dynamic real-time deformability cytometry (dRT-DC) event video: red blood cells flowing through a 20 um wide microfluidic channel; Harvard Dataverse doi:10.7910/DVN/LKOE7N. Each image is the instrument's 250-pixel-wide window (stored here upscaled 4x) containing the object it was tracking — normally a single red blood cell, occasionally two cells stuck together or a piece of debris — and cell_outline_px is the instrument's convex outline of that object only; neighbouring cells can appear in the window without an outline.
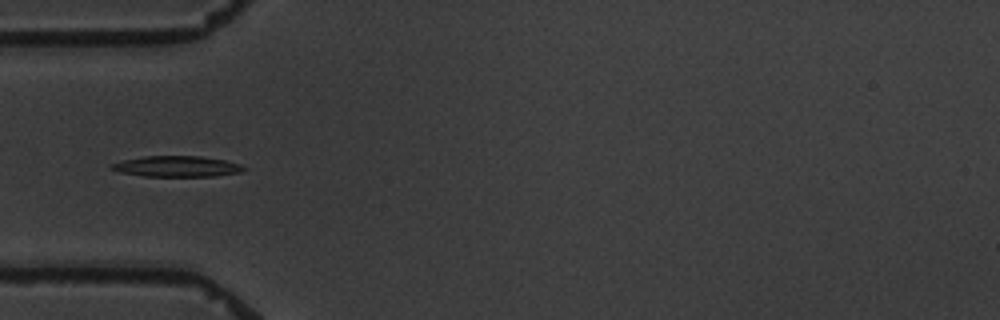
{"species": "common noctule bat (a hibernating species)", "species_latin": "Nyctalus noctula", "temperature_condition": "warm", "stored_images_in_passage": 10, "camera_frame_rate_fps": 3000, "um_per_image_px": 0.085, "animal": {"sex": "male", "body_mass_g": 19.5, "forearm_length_mm": 54.6}, "frame": {"image": 1, "passage_image": 4, "time_ms": 4.333, "image_size_px": [1000, 320], "cell_outline_px": [[248, 168], [240, 172], [216, 176], [144, 176], [120, 172], [108, 168], [108, 164], [124, 160], [144, 156], [200, 156], [224, 160], [240, 164]], "centroid_in_image_um": [15.01, 14.14], "position_along_channel_um": 70.0, "area_um2": 16.07}}
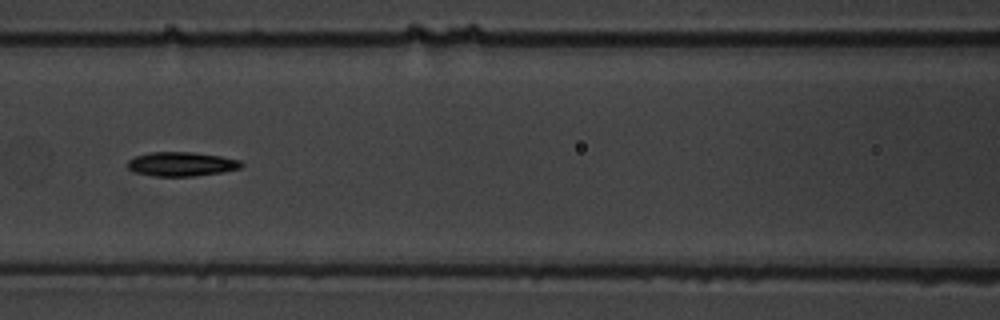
{"frame": {"image": 2, "passage_image": 6, "time_ms": 6.667, "image_size_px": [1000, 320], "cell_outline_px": [[244, 164], [240, 168], [224, 172], [192, 176], [156, 176], [136, 172], [128, 168], [128, 160], [136, 156], [148, 152], [192, 152], [220, 156], [240, 160]], "centroid_in_image_um": [15.45, 13.94], "position_along_channel_um": 151.2, "area_um2": 15.95}}
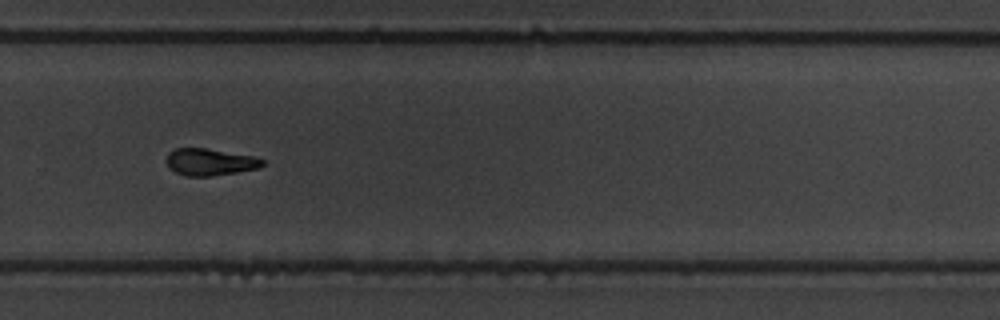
{"frame": {"image": 3, "passage_image": 10, "time_ms": 11.333, "image_size_px": [1000, 320], "cell_outline_px": [[264, 164], [260, 168], [212, 176], [188, 176], [176, 172], [168, 164], [168, 152], [176, 148], [204, 148], [252, 156], [264, 160]], "centroid_in_image_um": [17.87, 13.77], "position_along_channel_um": 311.9, "area_um2": 14.74}}